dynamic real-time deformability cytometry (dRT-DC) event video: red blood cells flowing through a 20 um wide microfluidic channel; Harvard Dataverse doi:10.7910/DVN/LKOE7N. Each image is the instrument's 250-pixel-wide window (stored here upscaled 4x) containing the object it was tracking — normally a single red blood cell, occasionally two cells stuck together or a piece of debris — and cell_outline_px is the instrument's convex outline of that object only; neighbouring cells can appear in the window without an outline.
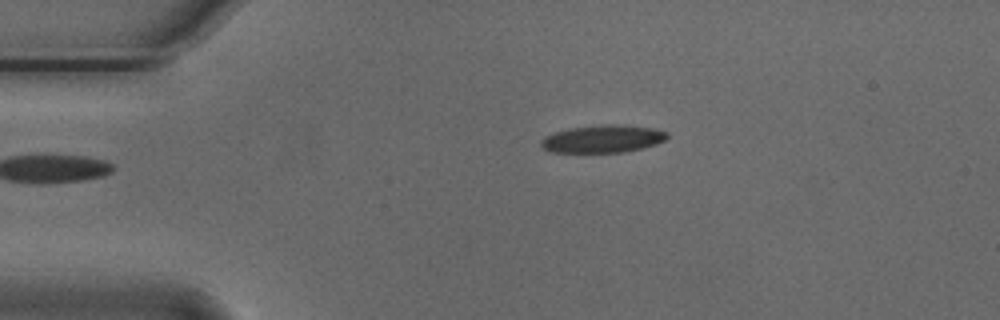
{"species": "Egyptian fruit bat (a non-hibernating species)", "species_latin": "Rousettus aegyptiacus", "temperature_condition": "cold", "stored_images_in_passage": 38, "camera_frame_rate_fps": 3000, "um_per_image_px": 0.085, "animal": {"sex": "male"}, "frame": {"image": 1, "passage_image": 1, "time_ms": 0.0, "image_size_px": [1000, 320], "cell_outline_px": [[668, 136], [664, 140], [656, 144], [624, 152], [552, 152], [544, 148], [540, 144], [540, 140], [544, 136], [556, 132], [572, 128], [604, 124], [620, 124], [652, 128], [668, 132]], "centroid_in_image_um": [51.24, 11.8], "position_along_channel_um": 33.8, "area_um2": 20.11}}
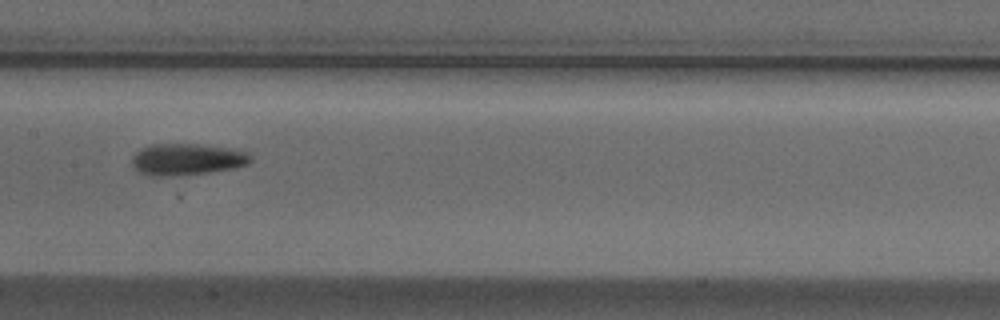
{"frame": {"image": 2, "passage_image": 17, "time_ms": 5.333, "image_size_px": [1000, 320], "cell_outline_px": [[252, 160], [248, 164], [236, 168], [208, 172], [176, 176], [148, 176], [136, 172], [132, 168], [132, 156], [140, 148], [152, 144], [196, 144], [228, 148], [248, 152]], "centroid_in_image_um": [15.83, 13.56], "position_along_channel_um": 191.6, "area_um2": 22.14}}
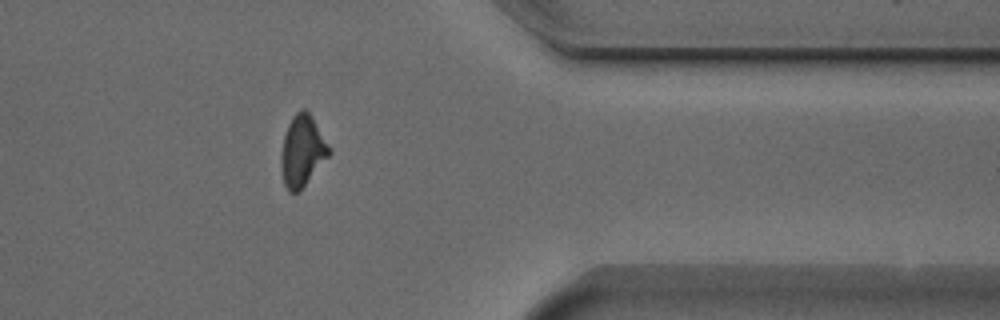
{"frame": {"image": 3, "passage_image": 34, "time_ms": 11.0, "image_size_px": [1000, 320], "cell_outline_px": [[332, 152], [300, 192], [288, 192], [284, 184], [280, 164], [280, 156], [284, 136], [288, 124], [292, 116], [300, 108], [304, 108], [308, 112], [332, 148]], "centroid_in_image_um": [25.7, 12.85], "position_along_channel_um": 385.7, "area_um2": 20.11}, "authors_computed_cell_mechanics": {"area_um2": 20.7213, "velocity_mm_per_s": 3.7223, "shape_relaxation_time_tau1_ms": 3.9511, "shape_relaxation_time_tau2_ms": 5.7941, "deformation_change_tau1": 0.1073, "deformation_change_tau2": 0.1334}}